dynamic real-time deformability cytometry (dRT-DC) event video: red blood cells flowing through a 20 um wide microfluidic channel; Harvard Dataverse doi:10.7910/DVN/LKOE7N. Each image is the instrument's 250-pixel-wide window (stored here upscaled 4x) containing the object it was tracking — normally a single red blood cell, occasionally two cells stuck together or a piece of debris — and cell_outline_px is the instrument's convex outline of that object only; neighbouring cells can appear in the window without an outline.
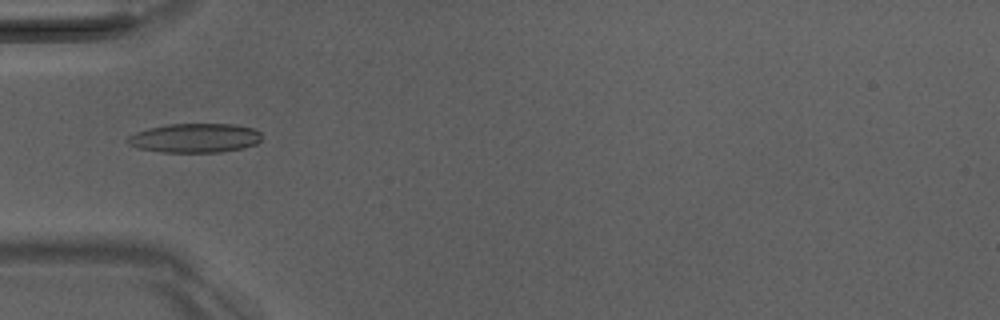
{"species": "Egyptian fruit bat (a non-hibernating species)", "species_latin": "Rousettus aegyptiacus", "temperature_condition": "room temperature", "stored_images_in_passage": 51, "camera_frame_rate_fps": 3000, "um_per_image_px": 0.085, "animal": {"sex": "male"}, "frame": {"image": 1, "passage_image": 17, "time_ms": 5.333, "image_size_px": [1000, 320], "cell_outline_px": [[260, 140], [256, 144], [244, 148], [220, 152], [164, 152], [140, 148], [128, 144], [124, 140], [128, 136], [136, 132], [148, 128], [168, 124], [232, 124], [252, 128], [260, 132]], "centroid_in_image_um": [16.55, 11.73], "position_along_channel_um": 68.5, "area_um2": 22.77}}
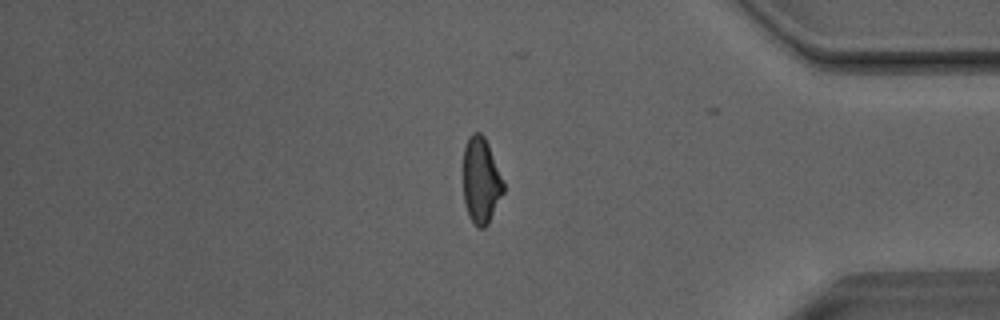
{"frame": {"image": 2, "passage_image": 43, "time_ms": 14.0, "image_size_px": [1000, 320], "cell_outline_px": [[504, 192], [488, 224], [484, 228], [476, 228], [468, 216], [464, 204], [464, 148], [468, 136], [472, 132], [480, 132], [484, 136], [488, 144], [504, 184]], "centroid_in_image_um": [40.87, 15.37], "position_along_channel_um": 394.3, "area_um2": 20.17}}
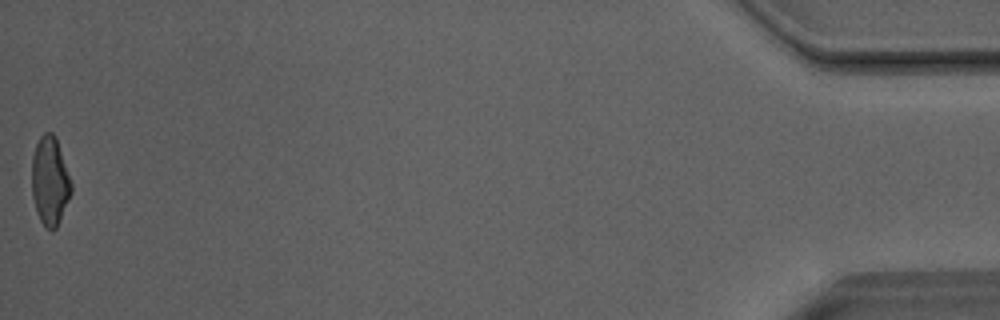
{"frame": {"image": 3, "passage_image": 51, "time_ms": 16.667, "image_size_px": [1000, 320], "cell_outline_px": [[72, 192], [60, 220], [56, 228], [52, 232], [40, 220], [36, 212], [32, 196], [32, 156], [36, 144], [40, 136], [44, 132], [52, 132], [56, 136], [72, 184]], "centroid_in_image_um": [4.24, 15.37], "position_along_channel_um": 431.0, "area_um2": 20.46}, "authors_computed_cell_mechanics": {"area_um2": 21.097, "velocity_mm_per_s": 4.0638, "shape_relaxation_time_tau1_ms": 6.3846, "shape_relaxation_time_tau2_ms": 2.0599, "deformation_change_tau1": 0.1846, "deformation_change_tau2": 0.1004}}